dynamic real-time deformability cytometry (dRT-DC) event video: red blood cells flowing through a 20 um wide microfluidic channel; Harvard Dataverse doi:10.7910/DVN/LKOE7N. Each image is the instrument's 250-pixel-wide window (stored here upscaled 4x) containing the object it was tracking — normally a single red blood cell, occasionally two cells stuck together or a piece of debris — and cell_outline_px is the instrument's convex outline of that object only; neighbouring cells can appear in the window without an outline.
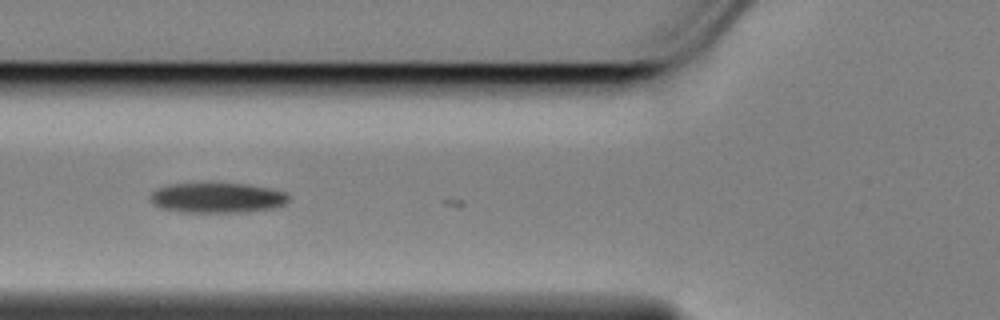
{"species": "Egyptian fruit bat (a non-hibernating species)", "species_latin": "Rousettus aegyptiacus", "temperature_condition": "cold", "stored_images_in_passage": 4, "camera_frame_rate_fps": 3000, "um_per_image_px": 0.085, "animal": {"sex": "female"}, "frame": {"image": 1, "passage_image": 2, "time_ms": 0.333, "image_size_px": [1000, 320], "cell_outline_px": [[288, 200], [284, 204], [276, 208], [244, 212], [180, 212], [160, 208], [152, 204], [148, 200], [148, 196], [156, 188], [172, 184], [244, 184], [268, 188], [284, 192], [288, 196]], "centroid_in_image_um": [18.4, 16.83], "position_along_channel_um": 107.4, "area_um2": 24.28}}